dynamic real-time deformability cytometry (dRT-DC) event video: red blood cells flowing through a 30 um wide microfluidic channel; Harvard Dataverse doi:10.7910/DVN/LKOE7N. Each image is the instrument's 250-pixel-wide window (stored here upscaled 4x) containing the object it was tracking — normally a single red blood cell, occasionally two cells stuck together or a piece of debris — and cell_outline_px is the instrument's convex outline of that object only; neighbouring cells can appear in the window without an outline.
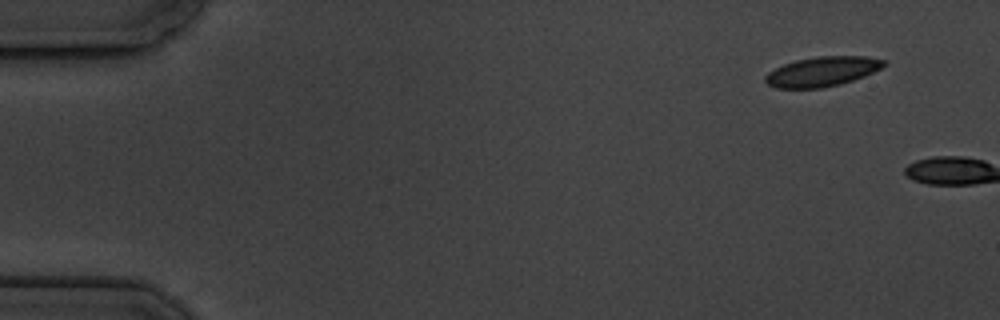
{"species": "common noctule bat (a hibernating species)", "species_latin": "Nyctalus noctula", "temperature_condition": "cold", "stored_images_in_passage": 2, "camera_frame_rate_fps": 3000, "um_per_image_px": 0.085, "animal": {"sex": "male", "body_mass_g": 19.5, "forearm_length_mm": 54.6}, "frame": {"image": 1, "passage_image": 1, "time_ms": 0.0, "image_size_px": [1000, 320], "cell_outline_px": [[888, 64], [864, 76], [840, 84], [820, 88], [776, 88], [768, 84], [764, 80], [764, 76], [768, 72], [784, 64], [796, 60], [816, 56], [868, 56], [884, 60]], "centroid_in_image_um": [69.88, 6.07], "position_along_channel_um": 15.1, "area_um2": 20.46}}